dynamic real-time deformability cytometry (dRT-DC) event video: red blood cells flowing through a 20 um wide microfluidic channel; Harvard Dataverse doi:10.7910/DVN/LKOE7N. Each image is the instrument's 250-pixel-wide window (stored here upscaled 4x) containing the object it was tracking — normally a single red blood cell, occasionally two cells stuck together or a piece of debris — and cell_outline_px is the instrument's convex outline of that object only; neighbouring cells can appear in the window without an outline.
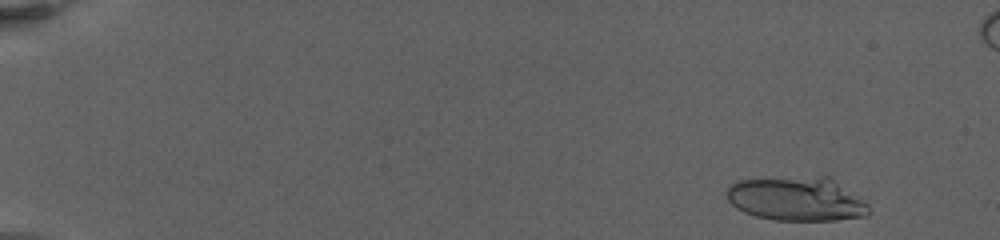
{"species": "human", "species_latin": "Homo sapiens", "temperature_condition": "warm", "stored_images_in_passage": 35, "camera_frame_rate_fps": 3000, "um_per_image_px": 0.085, "donor": {"sex": "female"}, "frame": {"image": 1, "passage_image": 2, "time_ms": 0.667, "image_size_px": [1000, 240], "cell_outline_px": [[872, 212], [868, 216], [836, 220], [776, 220], [756, 216], [744, 212], [736, 208], [728, 200], [724, 192], [728, 184], [736, 180], [820, 176], [832, 176], [868, 204]], "centroid_in_image_um": [67.72, 16.9], "position_along_channel_um": 17.3, "area_um2": 36.93}}
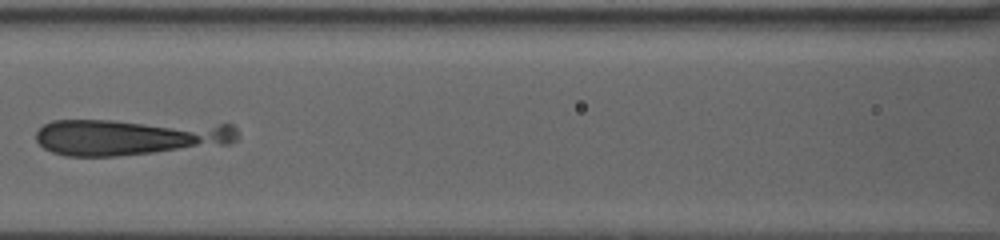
{"frame": {"image": 2, "passage_image": 16, "time_ms": 10.0, "image_size_px": [1000, 240], "cell_outline_px": [[236, 140], [228, 144], [116, 156], [64, 156], [52, 152], [44, 148], [36, 140], [36, 132], [44, 124], [52, 120], [112, 120], [232, 124], [236, 128]], "centroid_in_image_um": [10.98, 11.62], "position_along_channel_um": 155.6, "area_um2": 42.66}}
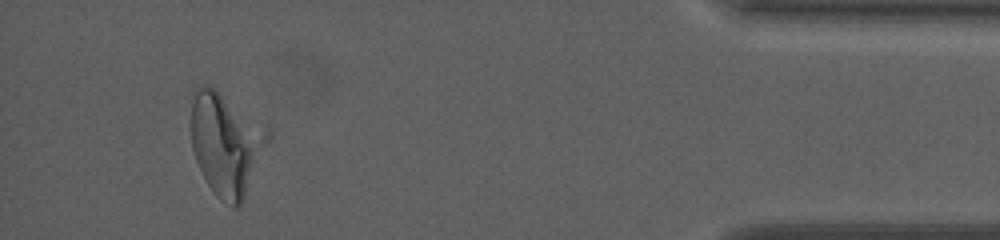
{"frame": {"image": 3, "passage_image": 32, "time_ms": 20.0, "image_size_px": [1000, 240], "cell_outline_px": [[272, 136], [240, 208], [232, 208], [220, 200], [216, 196], [208, 184], [196, 160], [192, 148], [192, 100], [196, 92], [200, 88], [212, 88], [268, 124], [272, 128]], "centroid_in_image_um": [19.32, 12.29], "position_along_channel_um": 415.9, "area_um2": 46.01}}